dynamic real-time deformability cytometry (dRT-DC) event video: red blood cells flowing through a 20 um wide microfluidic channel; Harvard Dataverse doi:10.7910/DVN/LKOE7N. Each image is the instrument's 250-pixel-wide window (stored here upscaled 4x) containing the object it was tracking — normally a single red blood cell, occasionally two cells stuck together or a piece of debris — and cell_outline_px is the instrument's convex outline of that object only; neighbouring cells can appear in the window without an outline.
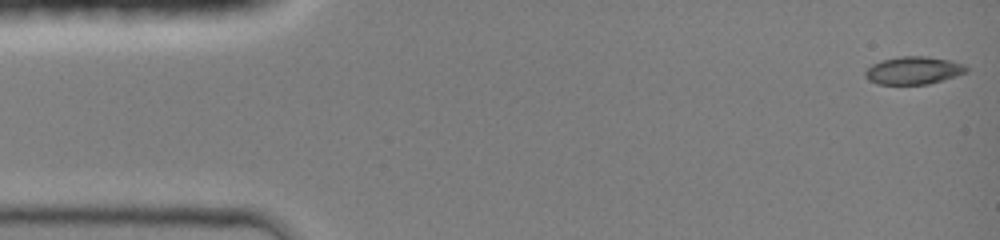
{"species": "common noctule bat (a hibernating species)", "species_latin": "Nyctalus noctula", "temperature_condition": "room temperature", "stored_images_in_passage": 46, "camera_frame_rate_fps": 3000, "um_per_image_px": 0.085, "animal": {"sex": "female", "body_mass_g": 19.0, "forearm_length_mm": 51.5}, "frame": {"image": 1, "passage_image": 1, "time_ms": 0.0, "image_size_px": [1000, 240], "cell_outline_px": [[968, 72], [956, 76], [928, 84], [876, 84], [868, 80], [864, 76], [864, 72], [872, 64], [880, 60], [900, 56], [924, 56], [948, 60], [964, 64], [968, 68]], "centroid_in_image_um": [77.62, 5.99], "position_along_channel_um": 7.4, "area_um2": 16.42}}
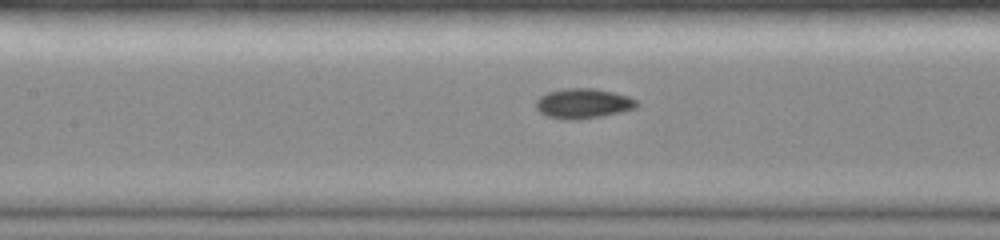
{"frame": {"image": 2, "passage_image": 22, "time_ms": 6.333, "image_size_px": [1000, 240], "cell_outline_px": [[640, 104], [636, 108], [620, 112], [580, 120], [564, 120], [548, 116], [540, 112], [536, 108], [536, 100], [540, 96], [548, 92], [564, 88], [592, 88], [612, 92], [628, 96], [636, 100]], "centroid_in_image_um": [49.56, 8.8], "position_along_channel_um": 157.8, "area_um2": 17.63}}
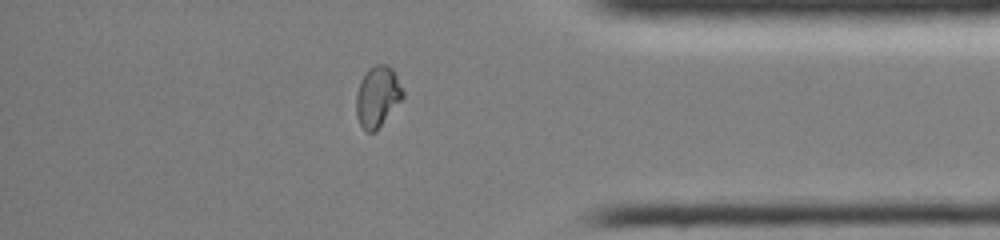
{"frame": {"image": 3, "passage_image": 41, "time_ms": 12.333, "image_size_px": [1000, 240], "cell_outline_px": [[404, 96], [380, 124], [372, 132], [368, 132], [360, 124], [356, 116], [356, 96], [360, 80], [376, 64], [388, 64], [392, 68], [404, 92]], "centroid_in_image_um": [32.08, 8.18], "position_along_channel_um": 403.1, "area_um2": 15.9}}